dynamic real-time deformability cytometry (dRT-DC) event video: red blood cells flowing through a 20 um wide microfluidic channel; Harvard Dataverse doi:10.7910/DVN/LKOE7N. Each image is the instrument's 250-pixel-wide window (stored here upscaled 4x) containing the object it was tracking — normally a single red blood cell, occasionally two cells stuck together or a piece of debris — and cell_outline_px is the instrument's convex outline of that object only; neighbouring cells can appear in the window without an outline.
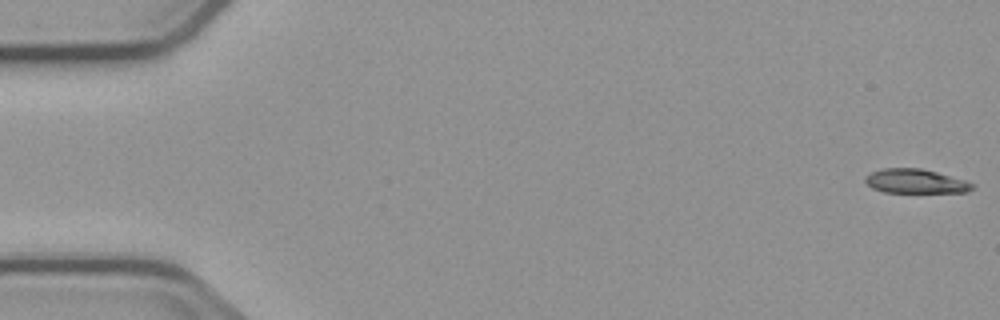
{"species": "common noctule bat (a hibernating species)", "species_latin": "Nyctalus noctula", "temperature_condition": "cold", "stored_images_in_passage": 6, "camera_frame_rate_fps": 3000, "um_per_image_px": 0.085, "animal": {"sex": "male", "body_mass_g": 23.1, "forearm_length_mm": 52.7}, "frame": {"image": 1, "passage_image": 1, "time_ms": 0.0, "image_size_px": [1000, 320], "cell_outline_px": [[972, 188], [968, 192], [884, 192], [872, 188], [864, 180], [864, 176], [880, 168], [920, 168], [936, 172], [964, 180], [972, 184]], "centroid_in_image_um": [77.75, 15.4], "position_along_channel_um": 7.2, "area_um2": 14.91}}
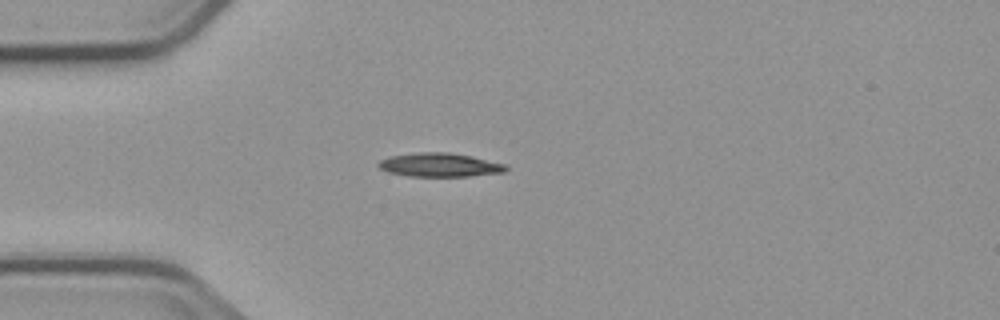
{"frame": {"image": 2, "passage_image": 5, "time_ms": 4.667, "image_size_px": [1000, 320], "cell_outline_px": [[508, 168], [504, 172], [468, 176], [408, 176], [388, 172], [380, 168], [376, 164], [380, 160], [388, 156], [420, 152], [448, 152], [472, 156], [504, 164]], "centroid_in_image_um": [37.33, 14.01], "position_along_channel_um": 47.7, "area_um2": 17.57}}